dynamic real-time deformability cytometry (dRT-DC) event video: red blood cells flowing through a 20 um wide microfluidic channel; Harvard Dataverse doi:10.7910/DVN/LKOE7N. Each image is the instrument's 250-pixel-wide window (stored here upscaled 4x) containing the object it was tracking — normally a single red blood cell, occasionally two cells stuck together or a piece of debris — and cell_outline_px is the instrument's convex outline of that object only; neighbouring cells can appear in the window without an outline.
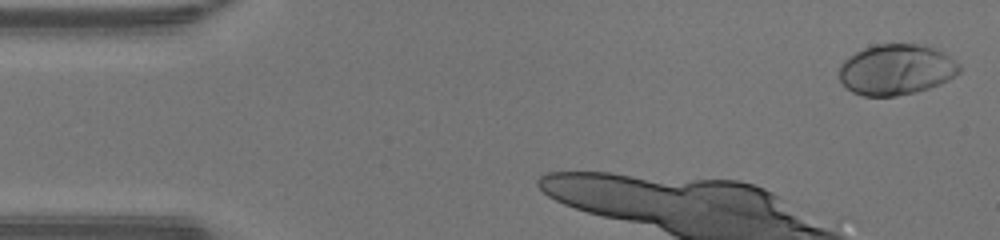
{"species": "human", "species_latin": "Homo sapiens", "temperature_condition": "warm", "stored_images_in_passage": 35, "camera_frame_rate_fps": 3000, "um_per_image_px": 0.085, "donor": {"sex": "male"}, "frame": {"image": 1, "passage_image": 1, "time_ms": 0.0, "image_size_px": [1000, 240], "cell_outline_px": [[960, 72], [948, 80], [940, 84], [916, 92], [896, 96], [864, 96], [852, 92], [840, 80], [840, 64], [848, 56], [864, 48], [876, 44], [916, 44], [936, 48], [944, 52], [960, 64]], "centroid_in_image_um": [76.19, 5.91], "position_along_channel_um": 8.8, "area_um2": 35.55}}
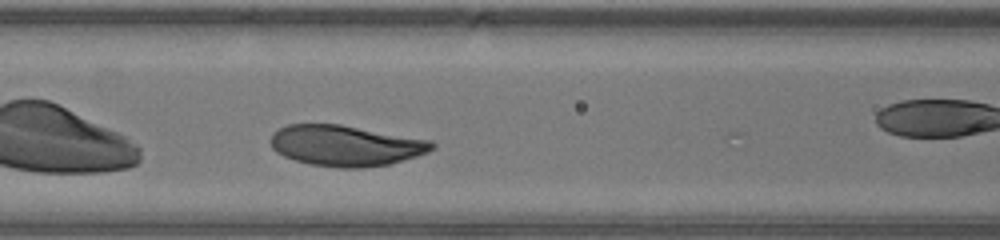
{"frame": {"image": 2, "passage_image": 16, "time_ms": 5.0, "image_size_px": [1000, 240], "cell_outline_px": [[436, 148], [428, 152], [416, 156], [388, 164], [360, 168], [340, 168], [308, 164], [284, 156], [276, 152], [272, 148], [272, 132], [288, 124], [340, 124], [432, 140], [436, 144]], "centroid_in_image_um": [29.4, 12.37], "position_along_channel_um": 137.2, "area_um2": 38.38}, "authors_computed_cell_mechanics": {"area_um2": 38.3792, "velocity_mm_per_s": 4.2698, "shape_relaxation_time_tau1_ms": 1.1526, "shape_relaxation_time_tau2_ms": null, "deformation_change_tau1": 0.1117, "deformation_change_tau2": null}}